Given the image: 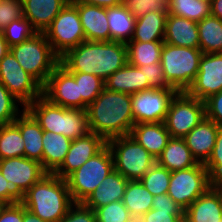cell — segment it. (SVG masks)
Returning a JSON list of instances; mask_svg holds the SVG:
<instances>
[{
  "mask_svg": "<svg viewBox=\"0 0 222 222\" xmlns=\"http://www.w3.org/2000/svg\"><path fill=\"white\" fill-rule=\"evenodd\" d=\"M70 72L94 74L105 81L128 63L126 43L84 41L60 58Z\"/></svg>",
  "mask_w": 222,
  "mask_h": 222,
  "instance_id": "1",
  "label": "cell"
},
{
  "mask_svg": "<svg viewBox=\"0 0 222 222\" xmlns=\"http://www.w3.org/2000/svg\"><path fill=\"white\" fill-rule=\"evenodd\" d=\"M89 130L106 142L112 138L128 136L134 126L131 94L106 88L87 107Z\"/></svg>",
  "mask_w": 222,
  "mask_h": 222,
  "instance_id": "2",
  "label": "cell"
},
{
  "mask_svg": "<svg viewBox=\"0 0 222 222\" xmlns=\"http://www.w3.org/2000/svg\"><path fill=\"white\" fill-rule=\"evenodd\" d=\"M32 214L46 222H58L74 204L65 179L47 173L26 193L22 202Z\"/></svg>",
  "mask_w": 222,
  "mask_h": 222,
  "instance_id": "3",
  "label": "cell"
},
{
  "mask_svg": "<svg viewBox=\"0 0 222 222\" xmlns=\"http://www.w3.org/2000/svg\"><path fill=\"white\" fill-rule=\"evenodd\" d=\"M25 109L43 131L62 134L72 141L90 132L87 110L58 106L43 96L36 98Z\"/></svg>",
  "mask_w": 222,
  "mask_h": 222,
  "instance_id": "4",
  "label": "cell"
},
{
  "mask_svg": "<svg viewBox=\"0 0 222 222\" xmlns=\"http://www.w3.org/2000/svg\"><path fill=\"white\" fill-rule=\"evenodd\" d=\"M21 67L33 76L42 86L60 63L44 32H37L31 38L10 47Z\"/></svg>",
  "mask_w": 222,
  "mask_h": 222,
  "instance_id": "5",
  "label": "cell"
},
{
  "mask_svg": "<svg viewBox=\"0 0 222 222\" xmlns=\"http://www.w3.org/2000/svg\"><path fill=\"white\" fill-rule=\"evenodd\" d=\"M200 49L163 44L160 63L165 79L178 92H186L199 71Z\"/></svg>",
  "mask_w": 222,
  "mask_h": 222,
  "instance_id": "6",
  "label": "cell"
},
{
  "mask_svg": "<svg viewBox=\"0 0 222 222\" xmlns=\"http://www.w3.org/2000/svg\"><path fill=\"white\" fill-rule=\"evenodd\" d=\"M114 170L113 155L106 144L65 180L74 203H83Z\"/></svg>",
  "mask_w": 222,
  "mask_h": 222,
  "instance_id": "7",
  "label": "cell"
},
{
  "mask_svg": "<svg viewBox=\"0 0 222 222\" xmlns=\"http://www.w3.org/2000/svg\"><path fill=\"white\" fill-rule=\"evenodd\" d=\"M114 169L128 180H140L156 163V159L130 135L115 137L107 141Z\"/></svg>",
  "mask_w": 222,
  "mask_h": 222,
  "instance_id": "8",
  "label": "cell"
},
{
  "mask_svg": "<svg viewBox=\"0 0 222 222\" xmlns=\"http://www.w3.org/2000/svg\"><path fill=\"white\" fill-rule=\"evenodd\" d=\"M44 34L59 58L86 41L77 7L69 1Z\"/></svg>",
  "mask_w": 222,
  "mask_h": 222,
  "instance_id": "9",
  "label": "cell"
},
{
  "mask_svg": "<svg viewBox=\"0 0 222 222\" xmlns=\"http://www.w3.org/2000/svg\"><path fill=\"white\" fill-rule=\"evenodd\" d=\"M205 117L204 101L178 92L171 100L164 124L171 137L184 138Z\"/></svg>",
  "mask_w": 222,
  "mask_h": 222,
  "instance_id": "10",
  "label": "cell"
},
{
  "mask_svg": "<svg viewBox=\"0 0 222 222\" xmlns=\"http://www.w3.org/2000/svg\"><path fill=\"white\" fill-rule=\"evenodd\" d=\"M211 186L205 165L198 163L193 167L172 171L167 194L185 210Z\"/></svg>",
  "mask_w": 222,
  "mask_h": 222,
  "instance_id": "11",
  "label": "cell"
},
{
  "mask_svg": "<svg viewBox=\"0 0 222 222\" xmlns=\"http://www.w3.org/2000/svg\"><path fill=\"white\" fill-rule=\"evenodd\" d=\"M0 83L23 108L42 96V85L21 67L10 51L0 61Z\"/></svg>",
  "mask_w": 222,
  "mask_h": 222,
  "instance_id": "12",
  "label": "cell"
},
{
  "mask_svg": "<svg viewBox=\"0 0 222 222\" xmlns=\"http://www.w3.org/2000/svg\"><path fill=\"white\" fill-rule=\"evenodd\" d=\"M176 89H148L131 95L134 124L164 122Z\"/></svg>",
  "mask_w": 222,
  "mask_h": 222,
  "instance_id": "13",
  "label": "cell"
},
{
  "mask_svg": "<svg viewBox=\"0 0 222 222\" xmlns=\"http://www.w3.org/2000/svg\"><path fill=\"white\" fill-rule=\"evenodd\" d=\"M42 96L52 104L81 110V96L74 75L59 63L42 86Z\"/></svg>",
  "mask_w": 222,
  "mask_h": 222,
  "instance_id": "14",
  "label": "cell"
},
{
  "mask_svg": "<svg viewBox=\"0 0 222 222\" xmlns=\"http://www.w3.org/2000/svg\"><path fill=\"white\" fill-rule=\"evenodd\" d=\"M222 91V53L203 54L199 71L186 93L205 101Z\"/></svg>",
  "mask_w": 222,
  "mask_h": 222,
  "instance_id": "15",
  "label": "cell"
},
{
  "mask_svg": "<svg viewBox=\"0 0 222 222\" xmlns=\"http://www.w3.org/2000/svg\"><path fill=\"white\" fill-rule=\"evenodd\" d=\"M0 171L8 182L17 185L24 194L47 174L41 163L26 157L0 160Z\"/></svg>",
  "mask_w": 222,
  "mask_h": 222,
  "instance_id": "16",
  "label": "cell"
},
{
  "mask_svg": "<svg viewBox=\"0 0 222 222\" xmlns=\"http://www.w3.org/2000/svg\"><path fill=\"white\" fill-rule=\"evenodd\" d=\"M106 144L107 142L100 135L91 131L73 140L62 165L53 174L65 179L96 155Z\"/></svg>",
  "mask_w": 222,
  "mask_h": 222,
  "instance_id": "17",
  "label": "cell"
},
{
  "mask_svg": "<svg viewBox=\"0 0 222 222\" xmlns=\"http://www.w3.org/2000/svg\"><path fill=\"white\" fill-rule=\"evenodd\" d=\"M72 3L78 9L86 41H110L107 8L83 2Z\"/></svg>",
  "mask_w": 222,
  "mask_h": 222,
  "instance_id": "18",
  "label": "cell"
},
{
  "mask_svg": "<svg viewBox=\"0 0 222 222\" xmlns=\"http://www.w3.org/2000/svg\"><path fill=\"white\" fill-rule=\"evenodd\" d=\"M219 126L206 117L183 139L198 163L205 164L215 146Z\"/></svg>",
  "mask_w": 222,
  "mask_h": 222,
  "instance_id": "19",
  "label": "cell"
},
{
  "mask_svg": "<svg viewBox=\"0 0 222 222\" xmlns=\"http://www.w3.org/2000/svg\"><path fill=\"white\" fill-rule=\"evenodd\" d=\"M221 219L222 197L215 186H211L184 211V222H220Z\"/></svg>",
  "mask_w": 222,
  "mask_h": 222,
  "instance_id": "20",
  "label": "cell"
},
{
  "mask_svg": "<svg viewBox=\"0 0 222 222\" xmlns=\"http://www.w3.org/2000/svg\"><path fill=\"white\" fill-rule=\"evenodd\" d=\"M70 0H22L23 16L37 32H44Z\"/></svg>",
  "mask_w": 222,
  "mask_h": 222,
  "instance_id": "21",
  "label": "cell"
},
{
  "mask_svg": "<svg viewBox=\"0 0 222 222\" xmlns=\"http://www.w3.org/2000/svg\"><path fill=\"white\" fill-rule=\"evenodd\" d=\"M129 135L155 159L160 156L171 138L164 122L134 124Z\"/></svg>",
  "mask_w": 222,
  "mask_h": 222,
  "instance_id": "22",
  "label": "cell"
},
{
  "mask_svg": "<svg viewBox=\"0 0 222 222\" xmlns=\"http://www.w3.org/2000/svg\"><path fill=\"white\" fill-rule=\"evenodd\" d=\"M164 43L199 49L197 22L167 14Z\"/></svg>",
  "mask_w": 222,
  "mask_h": 222,
  "instance_id": "23",
  "label": "cell"
},
{
  "mask_svg": "<svg viewBox=\"0 0 222 222\" xmlns=\"http://www.w3.org/2000/svg\"><path fill=\"white\" fill-rule=\"evenodd\" d=\"M122 174L115 169L94 190L83 204L93 211L115 201H122L128 183Z\"/></svg>",
  "mask_w": 222,
  "mask_h": 222,
  "instance_id": "24",
  "label": "cell"
},
{
  "mask_svg": "<svg viewBox=\"0 0 222 222\" xmlns=\"http://www.w3.org/2000/svg\"><path fill=\"white\" fill-rule=\"evenodd\" d=\"M14 124L19 128L24 141V157L42 164L43 129L35 118L25 109L22 110Z\"/></svg>",
  "mask_w": 222,
  "mask_h": 222,
  "instance_id": "25",
  "label": "cell"
},
{
  "mask_svg": "<svg viewBox=\"0 0 222 222\" xmlns=\"http://www.w3.org/2000/svg\"><path fill=\"white\" fill-rule=\"evenodd\" d=\"M105 88L110 91L134 94L151 89L144 72L129 63L115 71L105 81Z\"/></svg>",
  "mask_w": 222,
  "mask_h": 222,
  "instance_id": "26",
  "label": "cell"
},
{
  "mask_svg": "<svg viewBox=\"0 0 222 222\" xmlns=\"http://www.w3.org/2000/svg\"><path fill=\"white\" fill-rule=\"evenodd\" d=\"M156 163L170 172L196 166L197 160L193 157L183 138L171 137L156 159Z\"/></svg>",
  "mask_w": 222,
  "mask_h": 222,
  "instance_id": "27",
  "label": "cell"
},
{
  "mask_svg": "<svg viewBox=\"0 0 222 222\" xmlns=\"http://www.w3.org/2000/svg\"><path fill=\"white\" fill-rule=\"evenodd\" d=\"M42 139V166L47 173L53 174L62 165L72 140L48 131H44Z\"/></svg>",
  "mask_w": 222,
  "mask_h": 222,
  "instance_id": "28",
  "label": "cell"
},
{
  "mask_svg": "<svg viewBox=\"0 0 222 222\" xmlns=\"http://www.w3.org/2000/svg\"><path fill=\"white\" fill-rule=\"evenodd\" d=\"M107 19L110 41L127 43L132 40L136 18L125 3L107 7Z\"/></svg>",
  "mask_w": 222,
  "mask_h": 222,
  "instance_id": "29",
  "label": "cell"
},
{
  "mask_svg": "<svg viewBox=\"0 0 222 222\" xmlns=\"http://www.w3.org/2000/svg\"><path fill=\"white\" fill-rule=\"evenodd\" d=\"M167 12H149L135 21L132 41L164 42Z\"/></svg>",
  "mask_w": 222,
  "mask_h": 222,
  "instance_id": "30",
  "label": "cell"
},
{
  "mask_svg": "<svg viewBox=\"0 0 222 222\" xmlns=\"http://www.w3.org/2000/svg\"><path fill=\"white\" fill-rule=\"evenodd\" d=\"M184 209L166 193L153 197L152 208L140 218V222H184Z\"/></svg>",
  "mask_w": 222,
  "mask_h": 222,
  "instance_id": "31",
  "label": "cell"
},
{
  "mask_svg": "<svg viewBox=\"0 0 222 222\" xmlns=\"http://www.w3.org/2000/svg\"><path fill=\"white\" fill-rule=\"evenodd\" d=\"M153 197L140 180H129L122 202L131 216L139 219L152 208Z\"/></svg>",
  "mask_w": 222,
  "mask_h": 222,
  "instance_id": "32",
  "label": "cell"
},
{
  "mask_svg": "<svg viewBox=\"0 0 222 222\" xmlns=\"http://www.w3.org/2000/svg\"><path fill=\"white\" fill-rule=\"evenodd\" d=\"M199 49L203 54L222 53V23L216 16L210 15L197 23Z\"/></svg>",
  "mask_w": 222,
  "mask_h": 222,
  "instance_id": "33",
  "label": "cell"
},
{
  "mask_svg": "<svg viewBox=\"0 0 222 222\" xmlns=\"http://www.w3.org/2000/svg\"><path fill=\"white\" fill-rule=\"evenodd\" d=\"M164 42H135L126 43L128 63L132 66H144L159 63Z\"/></svg>",
  "mask_w": 222,
  "mask_h": 222,
  "instance_id": "34",
  "label": "cell"
},
{
  "mask_svg": "<svg viewBox=\"0 0 222 222\" xmlns=\"http://www.w3.org/2000/svg\"><path fill=\"white\" fill-rule=\"evenodd\" d=\"M167 13L199 22L211 15L208 0H167Z\"/></svg>",
  "mask_w": 222,
  "mask_h": 222,
  "instance_id": "35",
  "label": "cell"
},
{
  "mask_svg": "<svg viewBox=\"0 0 222 222\" xmlns=\"http://www.w3.org/2000/svg\"><path fill=\"white\" fill-rule=\"evenodd\" d=\"M24 157V141L19 128L14 124L0 126V160Z\"/></svg>",
  "mask_w": 222,
  "mask_h": 222,
  "instance_id": "36",
  "label": "cell"
},
{
  "mask_svg": "<svg viewBox=\"0 0 222 222\" xmlns=\"http://www.w3.org/2000/svg\"><path fill=\"white\" fill-rule=\"evenodd\" d=\"M78 83L79 96H81V110L87 107L100 95L105 88L104 81L94 74L71 72Z\"/></svg>",
  "mask_w": 222,
  "mask_h": 222,
  "instance_id": "37",
  "label": "cell"
},
{
  "mask_svg": "<svg viewBox=\"0 0 222 222\" xmlns=\"http://www.w3.org/2000/svg\"><path fill=\"white\" fill-rule=\"evenodd\" d=\"M171 172L155 163L140 179L144 187L153 195L166 194L169 189Z\"/></svg>",
  "mask_w": 222,
  "mask_h": 222,
  "instance_id": "38",
  "label": "cell"
},
{
  "mask_svg": "<svg viewBox=\"0 0 222 222\" xmlns=\"http://www.w3.org/2000/svg\"><path fill=\"white\" fill-rule=\"evenodd\" d=\"M37 31L31 26V23L25 17L12 21L2 31L9 47L20 44L31 38Z\"/></svg>",
  "mask_w": 222,
  "mask_h": 222,
  "instance_id": "39",
  "label": "cell"
},
{
  "mask_svg": "<svg viewBox=\"0 0 222 222\" xmlns=\"http://www.w3.org/2000/svg\"><path fill=\"white\" fill-rule=\"evenodd\" d=\"M97 222H128L133 219L122 201H115L94 210Z\"/></svg>",
  "mask_w": 222,
  "mask_h": 222,
  "instance_id": "40",
  "label": "cell"
},
{
  "mask_svg": "<svg viewBox=\"0 0 222 222\" xmlns=\"http://www.w3.org/2000/svg\"><path fill=\"white\" fill-rule=\"evenodd\" d=\"M204 165L212 185L222 184V127L218 130L212 154Z\"/></svg>",
  "mask_w": 222,
  "mask_h": 222,
  "instance_id": "41",
  "label": "cell"
},
{
  "mask_svg": "<svg viewBox=\"0 0 222 222\" xmlns=\"http://www.w3.org/2000/svg\"><path fill=\"white\" fill-rule=\"evenodd\" d=\"M19 101L0 83V126L13 123L20 115Z\"/></svg>",
  "mask_w": 222,
  "mask_h": 222,
  "instance_id": "42",
  "label": "cell"
},
{
  "mask_svg": "<svg viewBox=\"0 0 222 222\" xmlns=\"http://www.w3.org/2000/svg\"><path fill=\"white\" fill-rule=\"evenodd\" d=\"M129 11L137 19L149 12H167V0H124Z\"/></svg>",
  "mask_w": 222,
  "mask_h": 222,
  "instance_id": "43",
  "label": "cell"
},
{
  "mask_svg": "<svg viewBox=\"0 0 222 222\" xmlns=\"http://www.w3.org/2000/svg\"><path fill=\"white\" fill-rule=\"evenodd\" d=\"M23 16L22 0H0V32Z\"/></svg>",
  "mask_w": 222,
  "mask_h": 222,
  "instance_id": "44",
  "label": "cell"
},
{
  "mask_svg": "<svg viewBox=\"0 0 222 222\" xmlns=\"http://www.w3.org/2000/svg\"><path fill=\"white\" fill-rule=\"evenodd\" d=\"M144 72L145 79L152 89H174L165 79L161 63H151L150 65L138 66Z\"/></svg>",
  "mask_w": 222,
  "mask_h": 222,
  "instance_id": "45",
  "label": "cell"
},
{
  "mask_svg": "<svg viewBox=\"0 0 222 222\" xmlns=\"http://www.w3.org/2000/svg\"><path fill=\"white\" fill-rule=\"evenodd\" d=\"M58 222H97L95 212L83 203H74Z\"/></svg>",
  "mask_w": 222,
  "mask_h": 222,
  "instance_id": "46",
  "label": "cell"
},
{
  "mask_svg": "<svg viewBox=\"0 0 222 222\" xmlns=\"http://www.w3.org/2000/svg\"><path fill=\"white\" fill-rule=\"evenodd\" d=\"M0 198L4 199L8 204L22 203L25 194L17 185L8 182L0 171Z\"/></svg>",
  "mask_w": 222,
  "mask_h": 222,
  "instance_id": "47",
  "label": "cell"
},
{
  "mask_svg": "<svg viewBox=\"0 0 222 222\" xmlns=\"http://www.w3.org/2000/svg\"><path fill=\"white\" fill-rule=\"evenodd\" d=\"M204 102L206 118L222 127V91L210 96Z\"/></svg>",
  "mask_w": 222,
  "mask_h": 222,
  "instance_id": "48",
  "label": "cell"
},
{
  "mask_svg": "<svg viewBox=\"0 0 222 222\" xmlns=\"http://www.w3.org/2000/svg\"><path fill=\"white\" fill-rule=\"evenodd\" d=\"M0 222H23V204H8L0 213Z\"/></svg>",
  "mask_w": 222,
  "mask_h": 222,
  "instance_id": "49",
  "label": "cell"
},
{
  "mask_svg": "<svg viewBox=\"0 0 222 222\" xmlns=\"http://www.w3.org/2000/svg\"><path fill=\"white\" fill-rule=\"evenodd\" d=\"M71 2H83L86 4L97 5L104 8L113 7L124 3V0H70Z\"/></svg>",
  "mask_w": 222,
  "mask_h": 222,
  "instance_id": "50",
  "label": "cell"
},
{
  "mask_svg": "<svg viewBox=\"0 0 222 222\" xmlns=\"http://www.w3.org/2000/svg\"><path fill=\"white\" fill-rule=\"evenodd\" d=\"M211 15L222 19V0H211Z\"/></svg>",
  "mask_w": 222,
  "mask_h": 222,
  "instance_id": "51",
  "label": "cell"
},
{
  "mask_svg": "<svg viewBox=\"0 0 222 222\" xmlns=\"http://www.w3.org/2000/svg\"><path fill=\"white\" fill-rule=\"evenodd\" d=\"M23 222H46V221H43L38 216H36V215L32 214L31 212H29L25 208V206L23 205Z\"/></svg>",
  "mask_w": 222,
  "mask_h": 222,
  "instance_id": "52",
  "label": "cell"
},
{
  "mask_svg": "<svg viewBox=\"0 0 222 222\" xmlns=\"http://www.w3.org/2000/svg\"><path fill=\"white\" fill-rule=\"evenodd\" d=\"M10 51V47L5 40L2 32H0V61L4 58V56Z\"/></svg>",
  "mask_w": 222,
  "mask_h": 222,
  "instance_id": "53",
  "label": "cell"
},
{
  "mask_svg": "<svg viewBox=\"0 0 222 222\" xmlns=\"http://www.w3.org/2000/svg\"><path fill=\"white\" fill-rule=\"evenodd\" d=\"M7 205L8 203L4 199L0 198V213L7 207Z\"/></svg>",
  "mask_w": 222,
  "mask_h": 222,
  "instance_id": "54",
  "label": "cell"
},
{
  "mask_svg": "<svg viewBox=\"0 0 222 222\" xmlns=\"http://www.w3.org/2000/svg\"><path fill=\"white\" fill-rule=\"evenodd\" d=\"M215 187L220 191L222 197V184L215 185Z\"/></svg>",
  "mask_w": 222,
  "mask_h": 222,
  "instance_id": "55",
  "label": "cell"
},
{
  "mask_svg": "<svg viewBox=\"0 0 222 222\" xmlns=\"http://www.w3.org/2000/svg\"><path fill=\"white\" fill-rule=\"evenodd\" d=\"M128 222H140L139 219H135L133 218L132 220L128 221Z\"/></svg>",
  "mask_w": 222,
  "mask_h": 222,
  "instance_id": "56",
  "label": "cell"
}]
</instances>
